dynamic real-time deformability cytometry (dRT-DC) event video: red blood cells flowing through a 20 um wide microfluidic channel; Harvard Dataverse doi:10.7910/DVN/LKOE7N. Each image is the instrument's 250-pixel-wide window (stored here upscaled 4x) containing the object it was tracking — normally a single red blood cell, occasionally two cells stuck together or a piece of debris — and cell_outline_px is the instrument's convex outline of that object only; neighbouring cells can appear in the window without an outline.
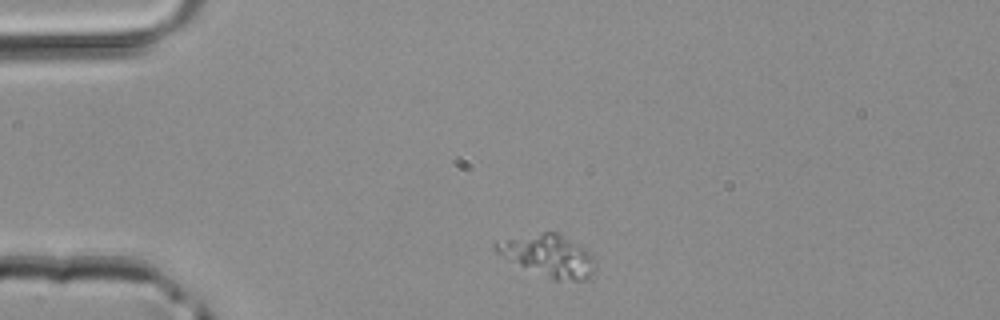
{"species": "common noctule bat (a hibernating species)", "species_latin": "Nyctalus noctula", "temperature_condition": "room temperature", "stored_images_in_passage": 4, "camera_frame_rate_fps": 3000, "um_per_image_px": 0.085, "animal": {"sex": "male", "body_mass_g": 20.4}, "frame": {"image": 1, "passage_image": 1, "time_ms": 0.0, "image_size_px": [1000, 320], "cell_outline_px": [[592, 280], [552, 280], [496, 252], [492, 248], [492, 244], [496, 240], [544, 232], [556, 232], [592, 252]], "centroid_in_image_um": [46.62, 21.72], "position_along_channel_um": 38.4, "area_um2": 23.87}}
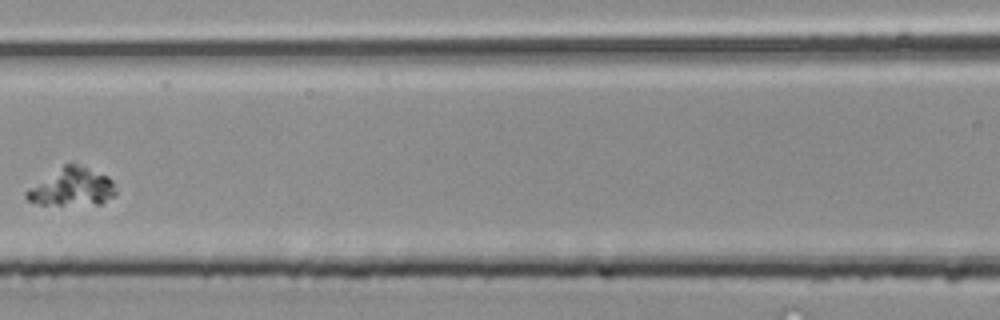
{"frame": {"image": 2, "passage_image": 4, "time_ms": 1.0, "image_size_px": [1000, 320], "cell_outline_px": [[116, 196], [100, 204], [40, 204], [28, 200], [24, 196], [24, 192], [28, 188], [64, 164], [76, 164], [108, 176], [112, 180], [116, 192]], "centroid_in_image_um": [6.12, 15.91], "position_along_channel_um": 160.5, "area_um2": 19.48}}